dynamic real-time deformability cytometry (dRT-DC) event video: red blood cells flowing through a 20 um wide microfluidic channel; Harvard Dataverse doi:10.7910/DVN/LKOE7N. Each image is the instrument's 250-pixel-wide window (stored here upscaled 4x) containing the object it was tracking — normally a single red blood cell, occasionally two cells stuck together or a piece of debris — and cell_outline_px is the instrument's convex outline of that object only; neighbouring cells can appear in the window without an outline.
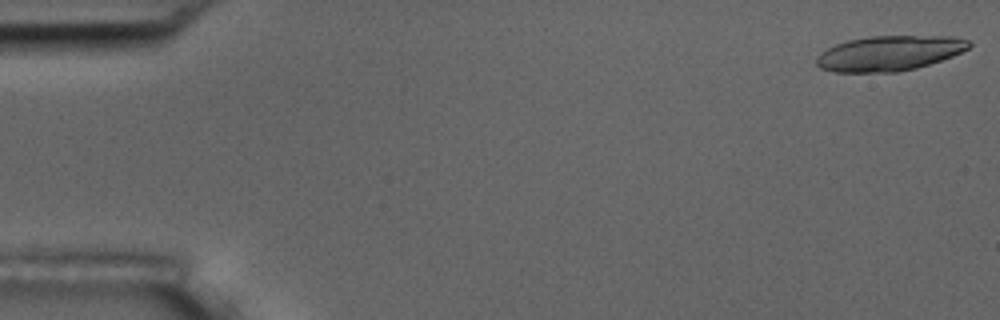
{"species": "common noctule bat (a hibernating species)", "species_latin": "Nyctalus noctula", "temperature_condition": "room temperature", "stored_images_in_passage": 10, "camera_frame_rate_fps": 3000, "um_per_image_px": 0.085, "animal": {"sex": "male", "body_mass_g": 17.5, "forearm_length_mm": 52.3}, "frame": {"image": 1, "passage_image": 1, "time_ms": 0.0, "image_size_px": [1000, 320], "cell_outline_px": [[972, 44], [968, 48], [952, 56], [916, 68], [896, 72], [832, 72], [820, 68], [816, 64], [816, 56], [820, 52], [836, 44], [848, 40], [872, 36], [956, 36], [968, 40]], "centroid_in_image_um": [75.56, 4.52], "position_along_channel_um": 9.4, "area_um2": 31.15}}
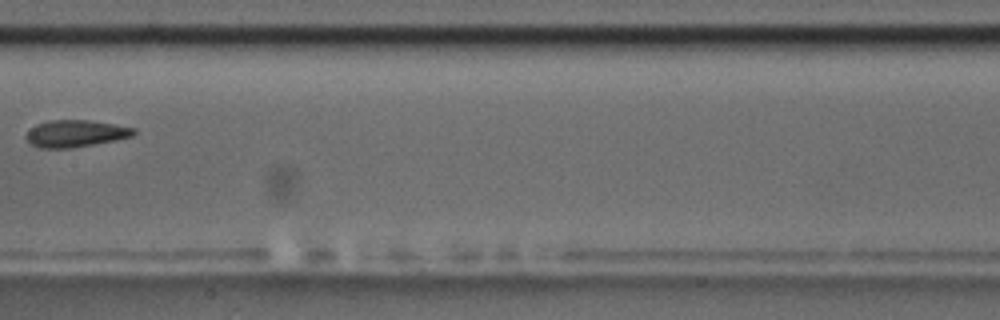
{"frame": {"image": 2, "passage_image": 9, "time_ms": 9.333, "image_size_px": [1000, 320], "cell_outline_px": [[136, 132], [132, 136], [116, 140], [68, 148], [40, 148], [32, 144], [24, 136], [36, 124], [48, 120], [88, 120], [136, 128]], "centroid_in_image_um": [6.41, 11.34], "position_along_channel_um": 201.0, "area_um2": 16.7}}
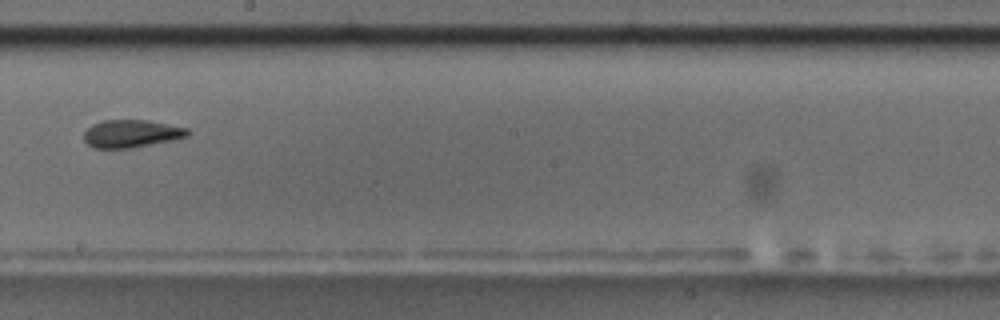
{"frame": {"image": 3, "passage_image": 10, "time_ms": 10.333, "image_size_px": [1000, 320], "cell_outline_px": [[188, 136], [172, 140], [132, 148], [92, 148], [84, 140], [84, 132], [92, 124], [100, 120], [148, 120], [188, 128]], "centroid_in_image_um": [11.14, 11.35], "position_along_channel_um": 237.1, "area_um2": 16.76}}